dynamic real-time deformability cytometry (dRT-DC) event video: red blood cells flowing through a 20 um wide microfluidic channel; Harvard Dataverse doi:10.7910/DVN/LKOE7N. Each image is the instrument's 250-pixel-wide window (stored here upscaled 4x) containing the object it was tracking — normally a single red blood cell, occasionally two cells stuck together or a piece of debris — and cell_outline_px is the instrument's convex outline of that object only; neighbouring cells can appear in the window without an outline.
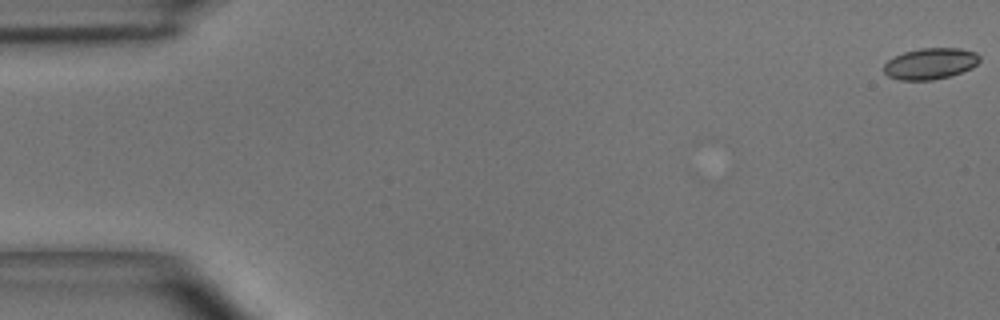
{"species": "common noctule bat (a hibernating species)", "species_latin": "Nyctalus noctula", "temperature_condition": "room temperature", "stored_images_in_passage": 7, "camera_frame_rate_fps": 3000, "um_per_image_px": 0.085, "animal": {"sex": "male", "body_mass_g": 15.6}, "frame": {"image": 1, "passage_image": 1, "time_ms": 0.0, "image_size_px": [1000, 320], "cell_outline_px": [[980, 60], [972, 68], [948, 76], [932, 80], [900, 80], [888, 76], [884, 72], [884, 64], [888, 60], [904, 52], [920, 48], [960, 48], [976, 52], [980, 56]], "centroid_in_image_um": [79.08, 5.4], "position_along_channel_um": 5.9, "area_um2": 17.34}}